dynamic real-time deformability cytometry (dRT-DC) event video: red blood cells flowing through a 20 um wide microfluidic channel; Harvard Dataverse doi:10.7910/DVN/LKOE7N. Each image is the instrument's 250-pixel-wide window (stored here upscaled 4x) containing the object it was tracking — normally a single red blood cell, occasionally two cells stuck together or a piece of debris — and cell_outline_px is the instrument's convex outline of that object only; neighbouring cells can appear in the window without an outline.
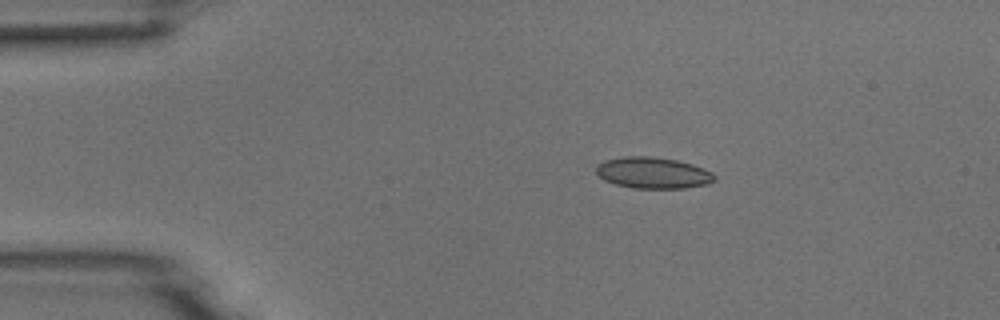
{"species": "common noctule bat (a hibernating species)", "species_latin": "Nyctalus noctula", "temperature_condition": "room temperature", "stored_images_in_passage": 3, "camera_frame_rate_fps": 3000, "um_per_image_px": 0.085, "animal": {"sex": "male", "body_mass_g": 18.8}, "frame": {"image": 1, "passage_image": 1, "time_ms": 0.0, "image_size_px": [1000, 320], "cell_outline_px": [[716, 180], [708, 184], [684, 188], [632, 188], [616, 184], [604, 180], [596, 172], [596, 164], [604, 160], [624, 156], [652, 156], [676, 160], [692, 164], [704, 168], [712, 172], [716, 176]], "centroid_in_image_um": [55.51, 14.69], "position_along_channel_um": 29.5, "area_um2": 21.73}}
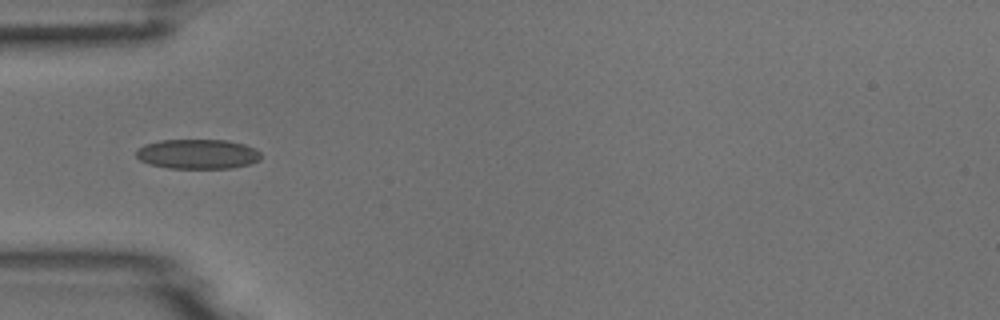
{"frame": {"image": 2, "passage_image": 3, "time_ms": 0.667, "image_size_px": [1000, 320], "cell_outline_px": [[260, 160], [252, 164], [232, 168], [168, 168], [148, 164], [140, 160], [136, 156], [136, 152], [144, 144], [160, 140], [228, 140], [244, 144], [260, 152]], "centroid_in_image_um": [16.8, 13.1], "position_along_channel_um": 68.2, "area_um2": 21.68}}